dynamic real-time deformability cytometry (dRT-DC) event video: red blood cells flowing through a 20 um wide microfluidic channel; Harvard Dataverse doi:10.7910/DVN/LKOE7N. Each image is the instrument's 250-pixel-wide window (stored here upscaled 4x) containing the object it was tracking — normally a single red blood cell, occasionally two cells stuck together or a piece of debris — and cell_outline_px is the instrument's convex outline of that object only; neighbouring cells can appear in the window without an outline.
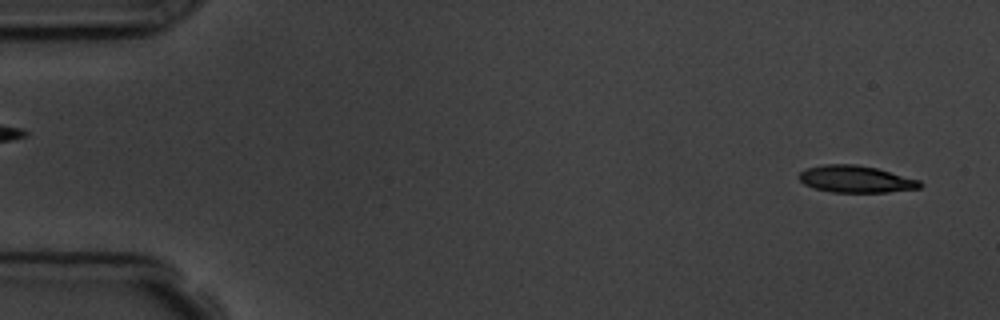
{"species": "common noctule bat (a hibernating species)", "species_latin": "Nyctalus noctula", "temperature_condition": "room temperature", "stored_images_in_passage": 2, "camera_frame_rate_fps": 3000, "um_per_image_px": 0.085, "animal": {"sex": "male", "body_mass_g": 19.5, "forearm_length_mm": 54.6}, "frame": {"image": 1, "passage_image": 2, "time_ms": 1.0, "image_size_px": [1000, 320], "cell_outline_px": [[924, 184], [920, 188], [888, 192], [832, 192], [816, 188], [804, 184], [796, 176], [800, 172], [808, 168], [824, 164], [856, 164], [876, 168], [920, 180]], "centroid_in_image_um": [72.75, 15.22], "position_along_channel_um": 12.2, "area_um2": 18.96}}